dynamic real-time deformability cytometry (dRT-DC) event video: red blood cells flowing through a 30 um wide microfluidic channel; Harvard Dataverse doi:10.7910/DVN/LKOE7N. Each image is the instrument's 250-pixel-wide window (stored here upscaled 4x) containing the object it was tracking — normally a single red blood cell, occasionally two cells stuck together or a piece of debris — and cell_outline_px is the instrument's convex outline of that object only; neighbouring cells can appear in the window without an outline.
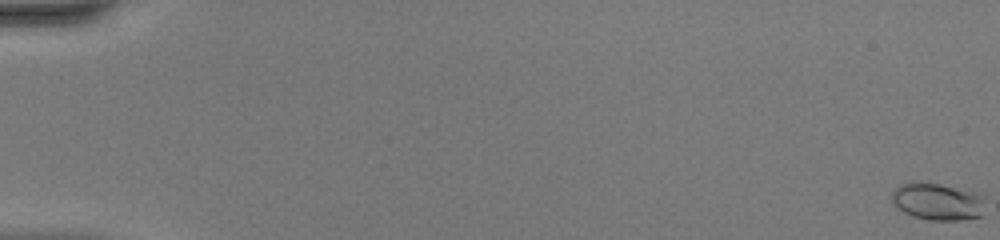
{"species": "common noctule bat (a hibernating species)", "species_latin": "Nyctalus noctula", "temperature_condition": "warm", "stored_images_in_passage": 49, "camera_frame_rate_fps": 3000, "um_per_image_px": 0.085, "animal": {"sex": "female", "body_mass_g": 20.0, "forearm_length_mm": 54.0}, "frame": {"image": 1, "passage_image": 1, "time_ms": 0.0, "image_size_px": [1000, 240], "cell_outline_px": [[984, 216], [968, 220], [928, 220], [912, 216], [896, 208], [892, 204], [892, 192], [900, 184], [912, 180], [920, 180], [984, 192]], "centroid_in_image_um": [79.74, 17.11], "position_along_channel_um": 5.3, "area_um2": 21.39}}
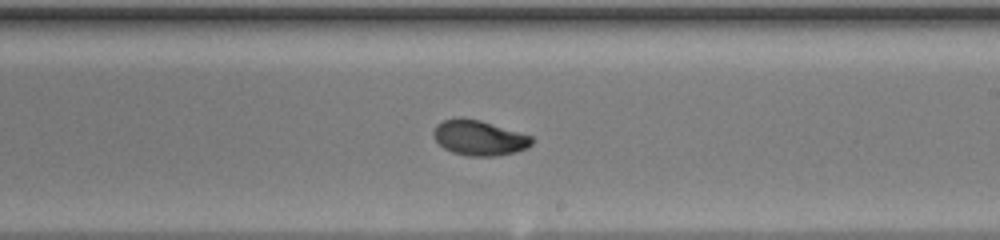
{"frame": {"image": 2, "passage_image": 31, "time_ms": 10.0, "image_size_px": [1000, 240], "cell_outline_px": [[532, 144], [528, 148], [516, 152], [496, 156], [468, 156], [452, 152], [444, 148], [432, 136], [432, 132], [436, 124], [444, 120], [460, 116], [480, 120], [532, 136]], "centroid_in_image_um": [40.7, 11.71], "position_along_channel_um": 248.3, "area_um2": 20.29}}
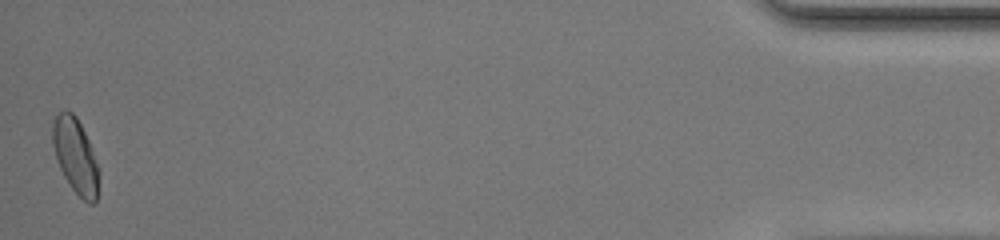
{"frame": {"image": 3, "passage_image": 49, "time_ms": 16.0, "image_size_px": [1000, 240], "cell_outline_px": [[100, 172], [96, 200], [92, 204], [88, 204], [72, 188], [64, 176], [60, 168], [52, 144], [52, 124], [56, 116], [64, 108], [72, 112], [76, 116], [92, 148], [100, 168]], "centroid_in_image_um": [6.43, 13.24], "position_along_channel_um": 428.8, "area_um2": 20.29}, "authors_computed_cell_mechanics": {"area_um2": 19.8254, "velocity_mm_per_s": 4.4172, "shape_relaxation_time_tau1_ms": 5.1668, "shape_relaxation_time_tau2_ms": 1.158, "deformation_change_tau1": 0.2013, "deformation_change_tau2": 0.0366}}